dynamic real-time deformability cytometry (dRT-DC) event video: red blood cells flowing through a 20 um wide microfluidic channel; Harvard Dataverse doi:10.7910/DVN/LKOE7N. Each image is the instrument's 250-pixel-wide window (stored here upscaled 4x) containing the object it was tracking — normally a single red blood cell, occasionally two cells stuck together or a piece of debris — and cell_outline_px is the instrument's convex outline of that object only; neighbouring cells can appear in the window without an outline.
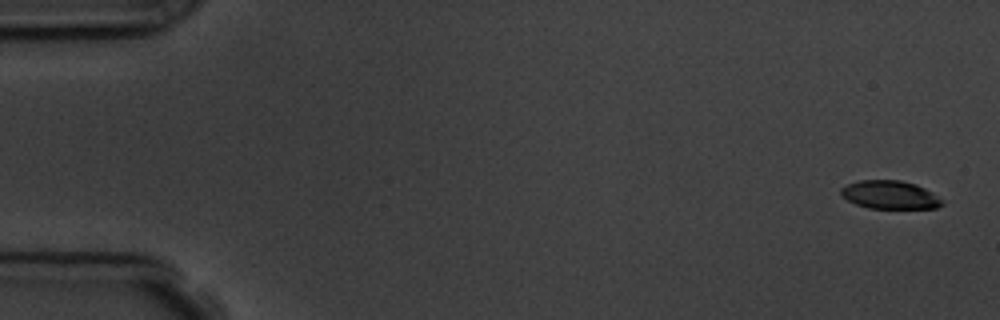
{"species": "common noctule bat (a hibernating species)", "species_latin": "Nyctalus noctula", "temperature_condition": "room temperature", "stored_images_in_passage": 5, "camera_frame_rate_fps": 3000, "um_per_image_px": 0.085, "animal": {"sex": "male", "body_mass_g": 19.5, "forearm_length_mm": 54.6}, "frame": {"image": 1, "passage_image": 1, "time_ms": 0.0, "image_size_px": [1000, 320], "cell_outline_px": [[944, 204], [936, 208], [868, 208], [856, 204], [840, 196], [840, 188], [848, 184], [860, 180], [900, 180], [916, 184], [932, 192]], "centroid_in_image_um": [75.6, 16.55], "position_along_channel_um": 9.4, "area_um2": 16.59}}
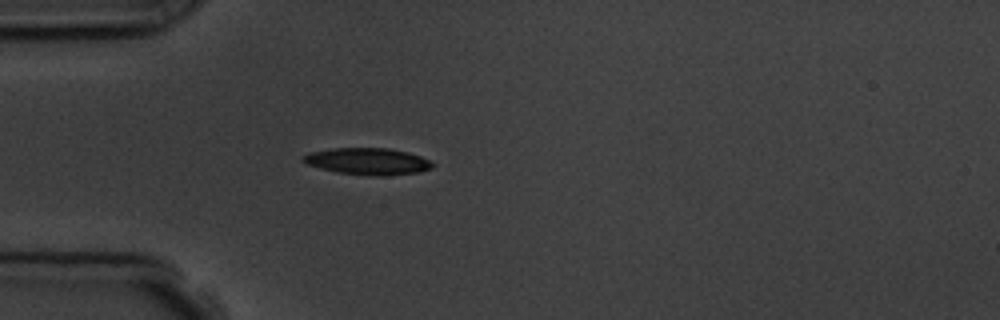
{"frame": {"image": 2, "passage_image": 5, "time_ms": 4.667, "image_size_px": [1000, 320], "cell_outline_px": [[436, 164], [432, 168], [420, 172], [376, 176], [336, 172], [320, 168], [308, 164], [300, 160], [300, 156], [308, 152], [332, 148], [388, 148], [408, 152], [420, 156]], "centroid_in_image_um": [31.22, 13.7], "position_along_channel_um": 53.8, "area_um2": 20.23}}